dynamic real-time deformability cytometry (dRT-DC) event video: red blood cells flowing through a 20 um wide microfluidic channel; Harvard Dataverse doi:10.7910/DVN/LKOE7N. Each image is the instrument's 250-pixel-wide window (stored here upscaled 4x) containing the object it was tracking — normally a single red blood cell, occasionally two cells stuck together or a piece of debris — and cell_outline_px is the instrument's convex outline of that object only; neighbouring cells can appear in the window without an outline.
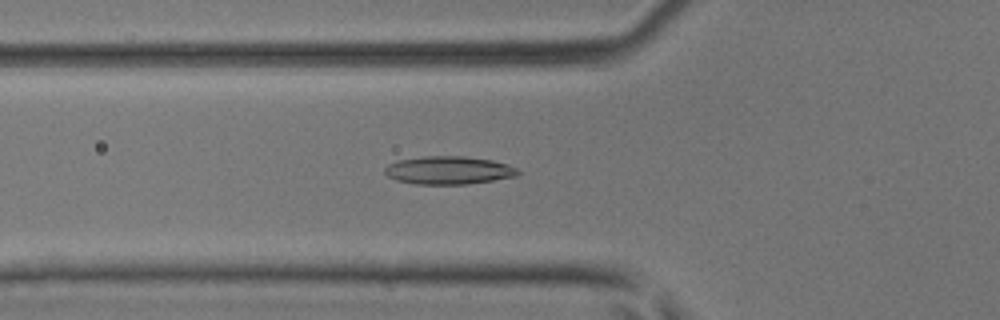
{"species": "common noctule bat (a hibernating species)", "species_latin": "Nyctalus noctula", "temperature_condition": "room temperature", "stored_images_in_passage": 46, "camera_frame_rate_fps": 3000, "um_per_image_px": 0.085, "animal": {"sex": "male", "body_mass_g": 17.9, "forearm_length_mm": 54.2}, "frame": {"image": 1, "passage_image": 16, "time_ms": 5.0, "image_size_px": [1000, 320], "cell_outline_px": [[520, 172], [516, 176], [468, 184], [416, 184], [396, 180], [388, 176], [384, 172], [384, 168], [388, 164], [396, 160], [424, 156], [464, 156], [492, 160], [508, 164], [516, 168]], "centroid_in_image_um": [38.11, 14.46], "position_along_channel_um": 87.7, "area_um2": 21.79}}
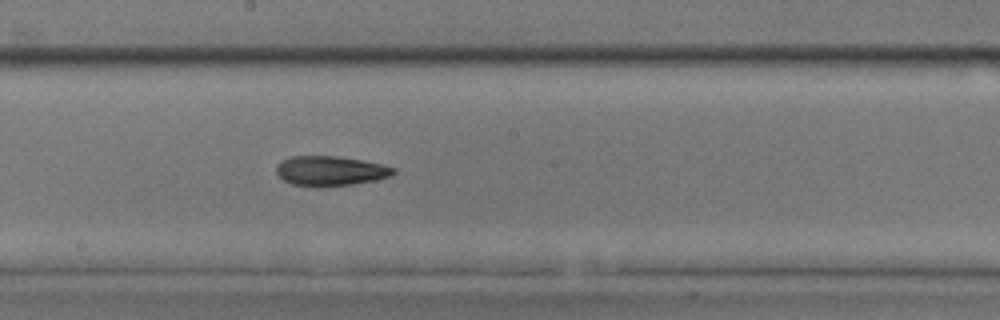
{"frame": {"image": 2, "passage_image": 25, "time_ms": 8.0, "image_size_px": [1000, 320], "cell_outline_px": [[396, 172], [388, 176], [376, 180], [352, 184], [316, 188], [292, 184], [284, 180], [276, 172], [276, 164], [280, 160], [292, 156], [336, 156], [364, 160], [384, 164], [396, 168]], "centroid_in_image_um": [28.07, 14.53], "position_along_channel_um": 220.1, "area_um2": 20.63}}
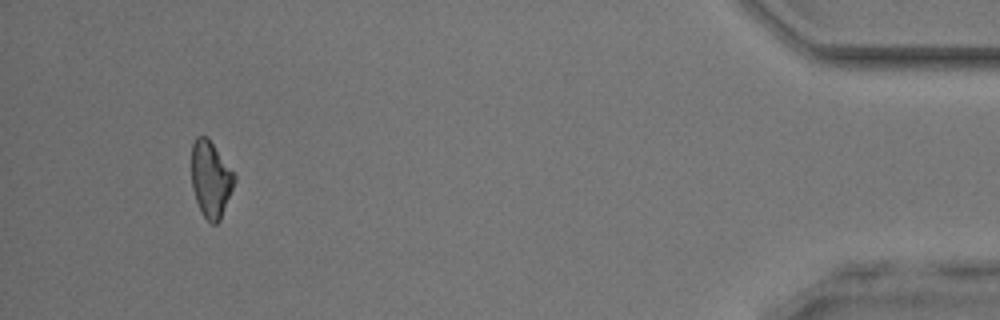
{"frame": {"image": 3, "passage_image": 43, "time_ms": 14.0, "image_size_px": [1000, 320], "cell_outline_px": [[236, 180], [220, 220], [216, 224], [212, 224], [200, 212], [192, 188], [192, 144], [196, 136], [208, 136], [236, 176]], "centroid_in_image_um": [17.91, 15.22], "position_along_channel_um": 417.3, "area_um2": 19.07}}